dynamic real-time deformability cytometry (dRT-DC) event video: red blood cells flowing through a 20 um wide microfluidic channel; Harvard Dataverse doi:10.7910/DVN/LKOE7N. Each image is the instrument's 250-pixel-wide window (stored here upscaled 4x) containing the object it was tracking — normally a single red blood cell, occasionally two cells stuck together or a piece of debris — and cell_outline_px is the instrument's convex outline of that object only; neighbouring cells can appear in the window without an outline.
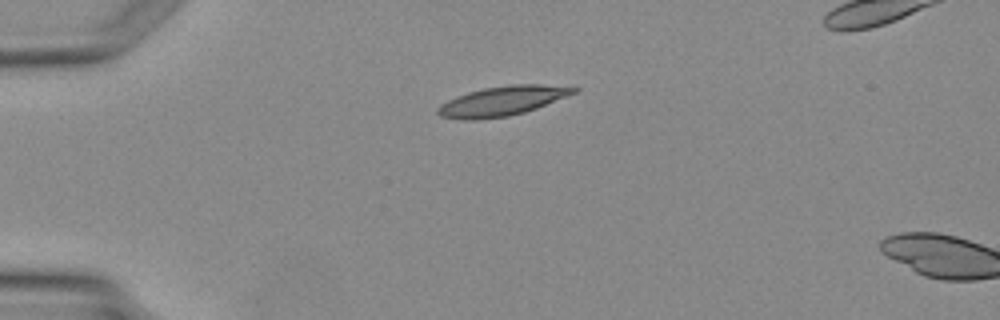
{"species": "Egyptian fruit bat (a non-hibernating species)", "species_latin": "Rousettus aegyptiacus", "temperature_condition": "warm", "stored_images_in_passage": 3, "camera_frame_rate_fps": 3000, "um_per_image_px": 0.085, "animal": {"sex": "female"}, "frame": {"image": 1, "passage_image": 2, "time_ms": 1.333, "image_size_px": [1000, 320], "cell_outline_px": [[580, 88], [576, 92], [536, 108], [524, 112], [508, 116], [476, 120], [472, 120], [440, 116], [436, 112], [436, 108], [440, 104], [448, 100], [468, 92], [484, 88], [512, 84], [540, 84]], "centroid_in_image_um": [42.66, 8.58], "position_along_channel_um": 42.3, "area_um2": 23.06}}